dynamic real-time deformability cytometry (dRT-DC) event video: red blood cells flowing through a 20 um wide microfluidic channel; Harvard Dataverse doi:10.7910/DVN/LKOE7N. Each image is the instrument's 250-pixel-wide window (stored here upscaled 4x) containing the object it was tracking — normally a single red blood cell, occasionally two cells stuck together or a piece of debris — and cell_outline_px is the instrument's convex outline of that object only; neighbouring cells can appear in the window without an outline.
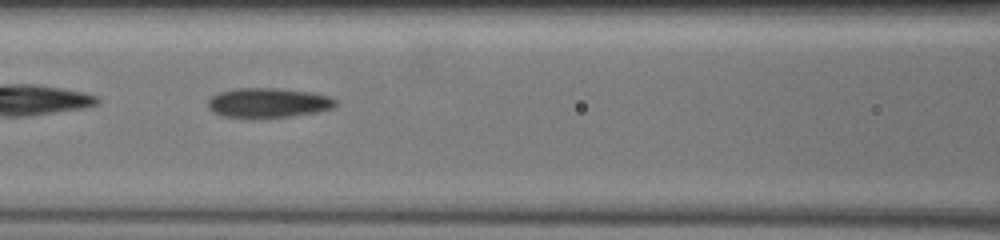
{"species": "common noctule bat (a hibernating species)", "species_latin": "Nyctalus noctula", "temperature_condition": "warm", "stored_images_in_passage": 20, "camera_frame_rate_fps": 3000, "um_per_image_px": 0.085, "animal": {"sex": "female", "body_mass_g": 19.5, "forearm_length_mm": 54.1}, "frame": {"image": 1, "passage_image": 6, "time_ms": 4.0, "image_size_px": [1000, 240], "cell_outline_px": [[336, 104], [332, 108], [316, 112], [288, 116], [252, 120], [224, 116], [216, 112], [208, 104], [208, 100], [212, 96], [220, 92], [236, 88], [276, 88], [312, 92], [328, 96], [336, 100]], "centroid_in_image_um": [22.79, 8.75], "position_along_channel_um": 143.8, "area_um2": 22.2}}
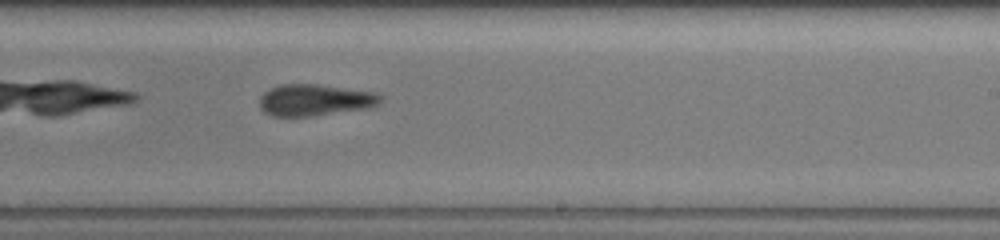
{"frame": {"image": 2, "passage_image": 9, "time_ms": 7.0, "image_size_px": [1000, 240], "cell_outline_px": [[380, 100], [376, 104], [368, 108], [308, 116], [272, 116], [264, 112], [260, 108], [260, 96], [264, 92], [272, 88], [284, 84], [316, 84], [376, 92], [380, 96]], "centroid_in_image_um": [26.72, 8.5], "position_along_channel_um": 262.3, "area_um2": 21.91}}